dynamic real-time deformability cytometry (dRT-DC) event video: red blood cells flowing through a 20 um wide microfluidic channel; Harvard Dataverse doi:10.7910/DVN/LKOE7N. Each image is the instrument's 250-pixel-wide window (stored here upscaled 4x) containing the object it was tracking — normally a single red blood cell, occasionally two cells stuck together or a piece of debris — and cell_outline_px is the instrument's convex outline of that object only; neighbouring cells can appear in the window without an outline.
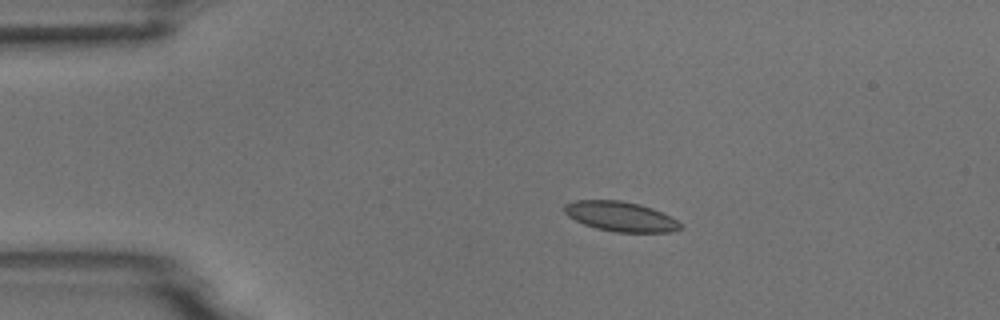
{"species": "common noctule bat (a hibernating species)", "species_latin": "Nyctalus noctula", "temperature_condition": "room temperature", "stored_images_in_passage": 6, "camera_frame_rate_fps": 3000, "um_per_image_px": 0.085, "animal": {"sex": "male", "body_mass_g": 18.8}, "frame": {"image": 1, "passage_image": 4, "time_ms": 1.0, "image_size_px": [1000, 320], "cell_outline_px": [[680, 228], [672, 232], [616, 232], [596, 228], [584, 224], [568, 216], [564, 212], [564, 204], [576, 200], [620, 200], [640, 204], [652, 208], [676, 220], [680, 224]], "centroid_in_image_um": [52.71, 18.39], "position_along_channel_um": 32.3, "area_um2": 19.94}}
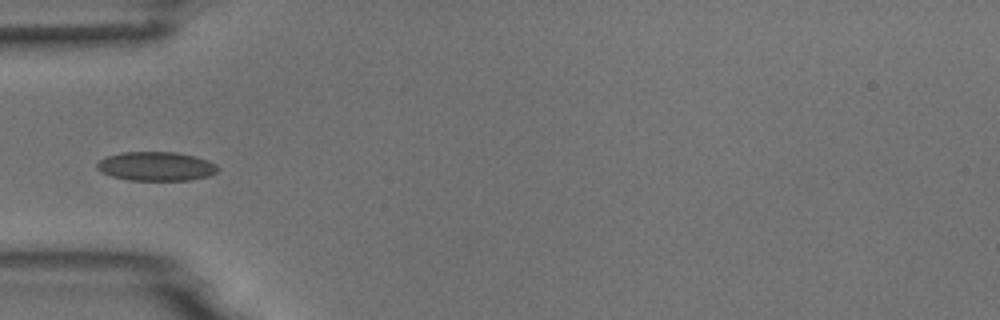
{"frame": {"image": 2, "passage_image": 6, "time_ms": 1.667, "image_size_px": [1000, 320], "cell_outline_px": [[220, 168], [216, 172], [208, 176], [188, 180], [128, 180], [112, 176], [100, 172], [96, 168], [96, 164], [100, 160], [108, 156], [124, 152], [176, 152], [196, 156], [208, 160], [216, 164]], "centroid_in_image_um": [13.28, 14.13], "position_along_channel_um": 71.7, "area_um2": 20.46}}